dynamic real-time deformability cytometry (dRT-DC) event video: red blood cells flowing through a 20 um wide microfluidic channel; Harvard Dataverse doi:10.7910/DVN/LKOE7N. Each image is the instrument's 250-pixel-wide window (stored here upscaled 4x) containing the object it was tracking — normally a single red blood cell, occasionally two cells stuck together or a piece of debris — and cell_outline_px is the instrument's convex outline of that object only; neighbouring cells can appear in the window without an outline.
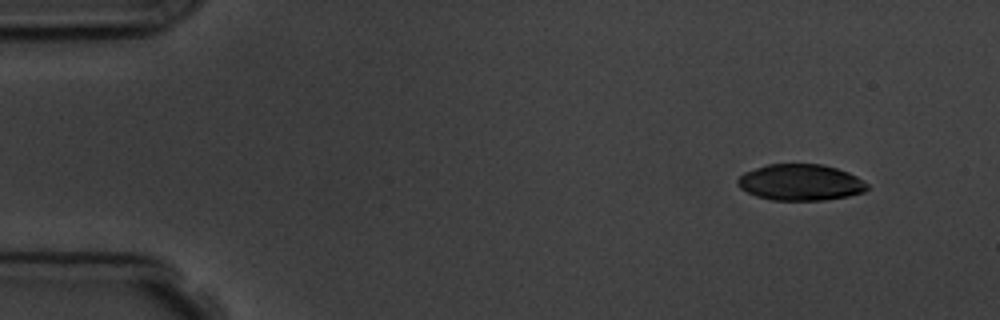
{"species": "common noctule bat (a hibernating species)", "species_latin": "Nyctalus noctula", "temperature_condition": "room temperature", "stored_images_in_passage": 5, "camera_frame_rate_fps": 3000, "um_per_image_px": 0.085, "animal": {"sex": "male", "body_mass_g": 19.5, "forearm_length_mm": 54.6}, "frame": {"image": 1, "passage_image": 1, "time_ms": 0.0, "image_size_px": [1000, 320], "cell_outline_px": [[868, 188], [864, 192], [848, 196], [824, 200], [772, 200], [756, 196], [740, 188], [736, 184], [736, 180], [744, 172], [768, 164], [824, 164], [848, 172], [856, 176], [868, 184]], "centroid_in_image_um": [68.03, 15.5], "position_along_channel_um": 17.0, "area_um2": 27.4}}
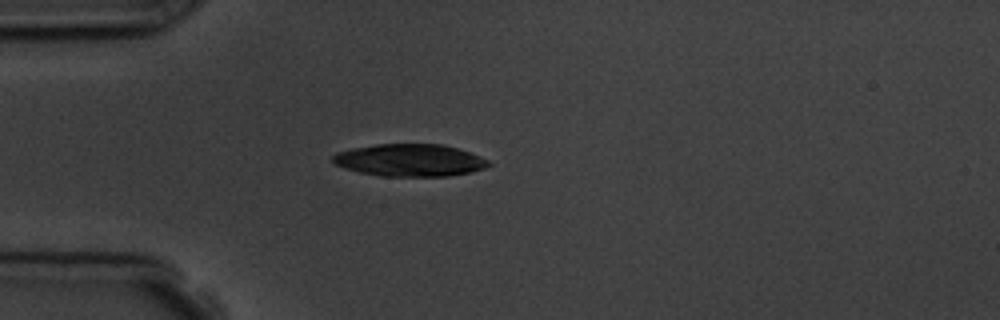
{"frame": {"image": 2, "passage_image": 4, "time_ms": 3.333, "image_size_px": [1000, 320], "cell_outline_px": [[492, 164], [484, 168], [468, 172], [448, 176], [380, 176], [360, 172], [336, 164], [332, 160], [332, 156], [336, 152], [352, 148], [376, 144], [444, 144], [480, 156], [488, 160]], "centroid_in_image_um": [34.83, 13.61], "position_along_channel_um": 50.2, "area_um2": 29.13}}